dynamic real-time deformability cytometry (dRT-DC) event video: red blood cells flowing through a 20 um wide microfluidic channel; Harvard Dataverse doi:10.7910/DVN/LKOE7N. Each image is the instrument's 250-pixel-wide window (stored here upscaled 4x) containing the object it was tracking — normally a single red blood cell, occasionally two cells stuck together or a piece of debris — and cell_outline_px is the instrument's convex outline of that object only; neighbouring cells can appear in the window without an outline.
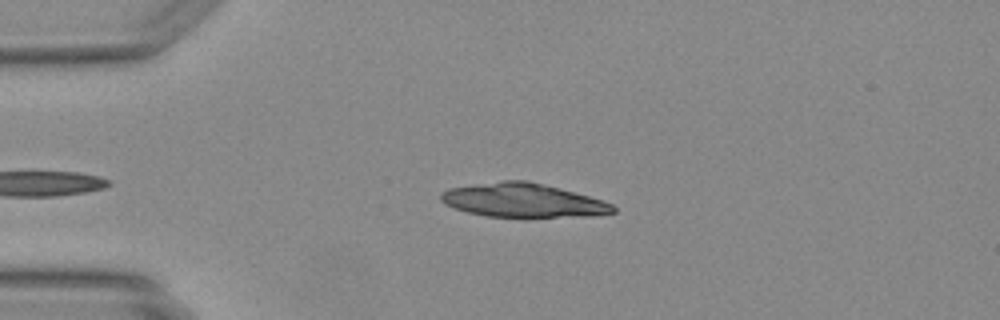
{"species": "Egyptian fruit bat (a non-hibernating species)", "species_latin": "Rousettus aegyptiacus", "temperature_condition": "warm", "stored_images_in_passage": 34, "camera_frame_rate_fps": 3000, "um_per_image_px": 0.085, "animal": {"sex": "female"}, "frame": {"image": 1, "passage_image": 4, "time_ms": 1.0, "image_size_px": [1000, 320], "cell_outline_px": [[616, 212], [592, 216], [484, 216], [468, 212], [444, 204], [440, 200], [440, 192], [448, 188], [504, 180], [528, 180], [604, 200], [612, 204], [616, 208]], "centroid_in_image_um": [44.44, 17.02], "position_along_channel_um": 40.6, "area_um2": 33.7}}